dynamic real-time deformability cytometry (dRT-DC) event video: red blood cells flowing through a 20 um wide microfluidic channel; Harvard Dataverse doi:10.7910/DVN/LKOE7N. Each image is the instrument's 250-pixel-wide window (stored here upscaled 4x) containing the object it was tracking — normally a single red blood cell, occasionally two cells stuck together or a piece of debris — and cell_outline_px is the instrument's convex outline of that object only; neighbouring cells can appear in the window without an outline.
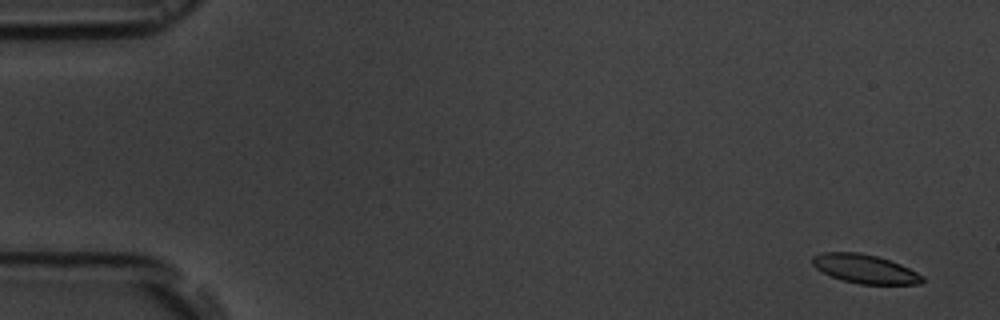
{"species": "common noctule bat (a hibernating species)", "species_latin": "Nyctalus noctula", "temperature_condition": "room temperature", "stored_images_in_passage": 5, "camera_frame_rate_fps": 3000, "um_per_image_px": 0.085, "animal": {"sex": "male", "body_mass_g": 19.5, "forearm_length_mm": 54.6}, "frame": {"image": 1, "passage_image": 1, "time_ms": 0.0, "image_size_px": [1000, 320], "cell_outline_px": [[924, 280], [920, 284], [860, 284], [840, 280], [816, 268], [812, 264], [812, 256], [820, 252], [860, 252], [876, 256], [900, 264], [924, 276]], "centroid_in_image_um": [73.5, 22.85], "position_along_channel_um": 11.5, "area_um2": 18.44}}
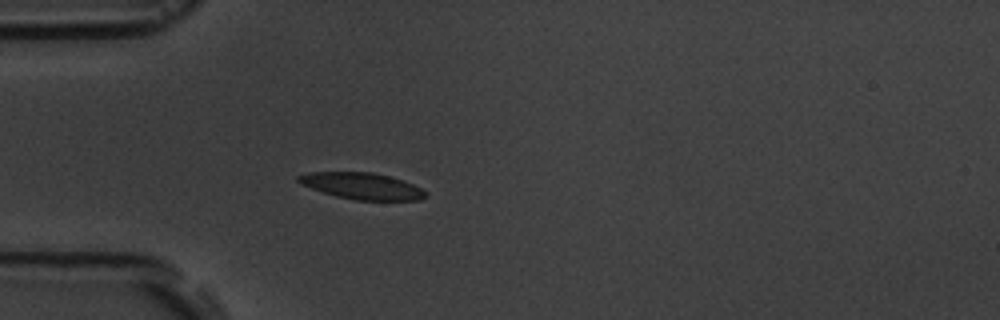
{"frame": {"image": 2, "passage_image": 5, "time_ms": 4.667, "image_size_px": [1000, 320], "cell_outline_px": [[428, 196], [420, 200], [356, 200], [336, 196], [300, 184], [296, 180], [296, 176], [308, 172], [372, 172], [388, 176], [412, 184], [420, 188]], "centroid_in_image_um": [30.73, 15.81], "position_along_channel_um": 54.3, "area_um2": 19.42}}